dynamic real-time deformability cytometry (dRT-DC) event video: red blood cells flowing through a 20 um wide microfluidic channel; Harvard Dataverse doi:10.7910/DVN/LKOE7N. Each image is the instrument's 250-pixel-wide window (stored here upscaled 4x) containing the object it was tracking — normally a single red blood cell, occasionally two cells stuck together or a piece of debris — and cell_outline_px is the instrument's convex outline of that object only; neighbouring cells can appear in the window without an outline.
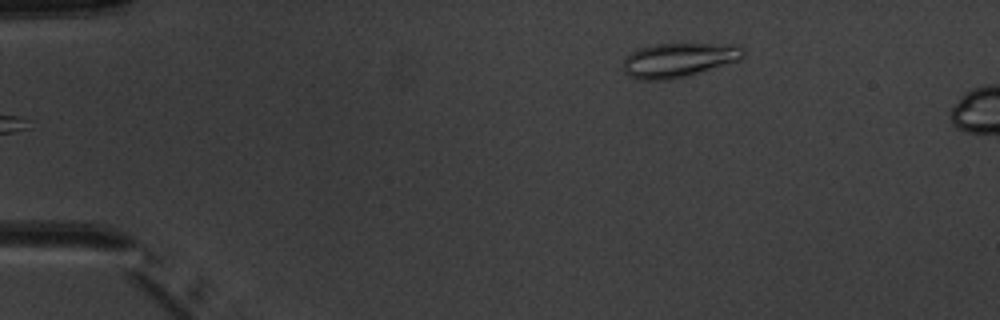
{"species": "common noctule bat (a hibernating species)", "species_latin": "Nyctalus noctula", "temperature_condition": "warm", "stored_images_in_passage": 4, "segment_of_instrument_passage": [2, 2], "camera_frame_rate_fps": 3000, "um_per_image_px": 0.085, "animal": {"sex": "male", "body_mass_g": 20.1, "forearm_length_mm": 53.5}, "frame": {"image": 1, "passage_image": 4, "time_ms": 3.667, "image_size_px": [1000, 320], "cell_outline_px": [[744, 56], [740, 60], [688, 76], [672, 80], [644, 80], [628, 76], [624, 72], [624, 60], [632, 52], [640, 48], [652, 44], [740, 44], [744, 48]], "centroid_in_image_um": [57.73, 5.1], "position_along_channel_um": 27.3, "area_um2": 24.16}}